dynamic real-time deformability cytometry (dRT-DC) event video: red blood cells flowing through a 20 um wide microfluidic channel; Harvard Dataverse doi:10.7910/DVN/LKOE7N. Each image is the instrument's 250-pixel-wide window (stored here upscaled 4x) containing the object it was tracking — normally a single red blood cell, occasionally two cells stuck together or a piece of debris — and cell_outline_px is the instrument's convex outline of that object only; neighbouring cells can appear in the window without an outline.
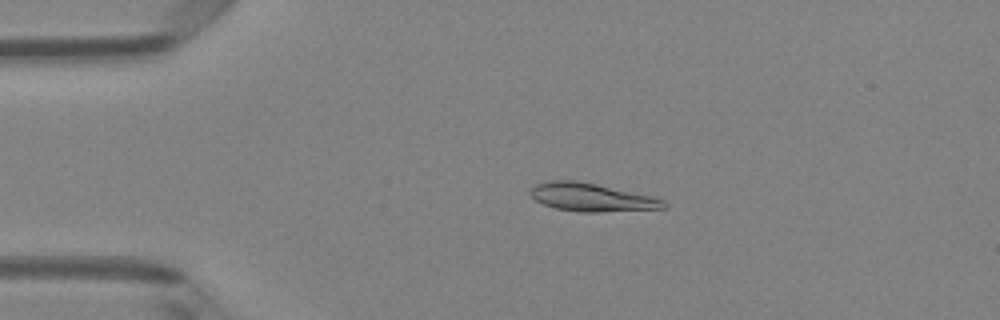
{"species": "Egyptian fruit bat (a non-hibernating species)", "species_latin": "Rousettus aegyptiacus", "temperature_condition": "room temperature", "stored_images_in_passage": 5, "camera_frame_rate_fps": 3000, "um_per_image_px": 0.085, "animal": {"sex": "female"}, "frame": {"image": 1, "passage_image": 4, "time_ms": 1.0, "image_size_px": [1000, 320], "cell_outline_px": [[668, 208], [600, 212], [580, 212], [556, 208], [544, 204], [536, 200], [532, 196], [532, 188], [536, 184], [548, 180], [576, 180], [656, 196], [664, 200], [668, 204]], "centroid_in_image_um": [50.37, 16.77], "position_along_channel_um": 34.6, "area_um2": 21.96}}